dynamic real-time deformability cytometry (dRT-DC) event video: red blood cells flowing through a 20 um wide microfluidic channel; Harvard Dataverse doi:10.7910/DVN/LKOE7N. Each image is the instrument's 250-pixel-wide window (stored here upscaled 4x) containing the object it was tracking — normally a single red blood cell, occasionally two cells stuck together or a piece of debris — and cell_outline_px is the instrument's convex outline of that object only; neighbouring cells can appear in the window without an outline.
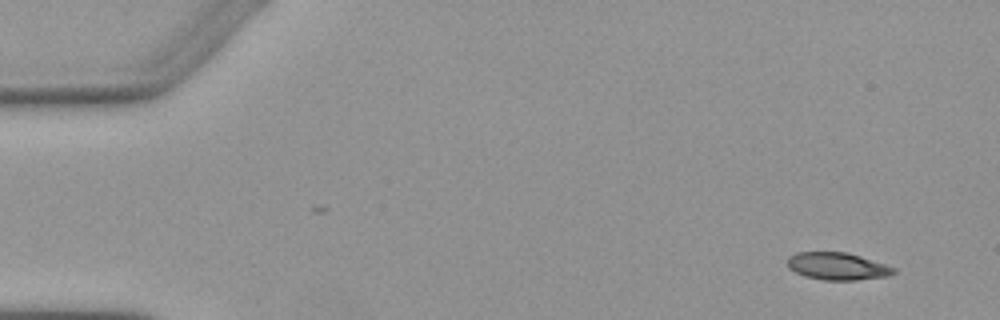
{"species": "Egyptian fruit bat (a non-hibernating species)", "species_latin": "Rousettus aegyptiacus", "temperature_condition": "warm", "stored_images_in_passage": 4, "camera_frame_rate_fps": 3000, "um_per_image_px": 0.085, "animal": {"sex": "female"}, "frame": {"image": 1, "passage_image": 1, "time_ms": 0.0, "image_size_px": [1000, 320], "cell_outline_px": [[896, 272], [888, 276], [856, 280], [824, 280], [804, 276], [788, 268], [788, 256], [796, 252], [848, 252], [896, 268]], "centroid_in_image_um": [71.17, 22.63], "position_along_channel_um": 13.8, "area_um2": 16.94}}
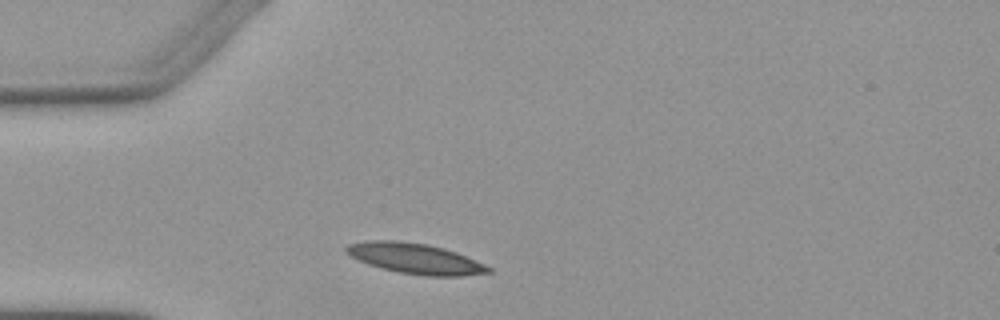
{"frame": {"image": 2, "passage_image": 4, "time_ms": 5.667, "image_size_px": [1000, 320], "cell_outline_px": [[492, 272], [464, 276], [424, 276], [396, 272], [380, 268], [368, 264], [344, 252], [344, 248], [348, 244], [364, 240], [400, 240], [428, 244], [444, 248], [456, 252], [484, 264], [492, 268]], "centroid_in_image_um": [35.27, 21.97], "position_along_channel_um": 49.7, "area_um2": 25.49}}